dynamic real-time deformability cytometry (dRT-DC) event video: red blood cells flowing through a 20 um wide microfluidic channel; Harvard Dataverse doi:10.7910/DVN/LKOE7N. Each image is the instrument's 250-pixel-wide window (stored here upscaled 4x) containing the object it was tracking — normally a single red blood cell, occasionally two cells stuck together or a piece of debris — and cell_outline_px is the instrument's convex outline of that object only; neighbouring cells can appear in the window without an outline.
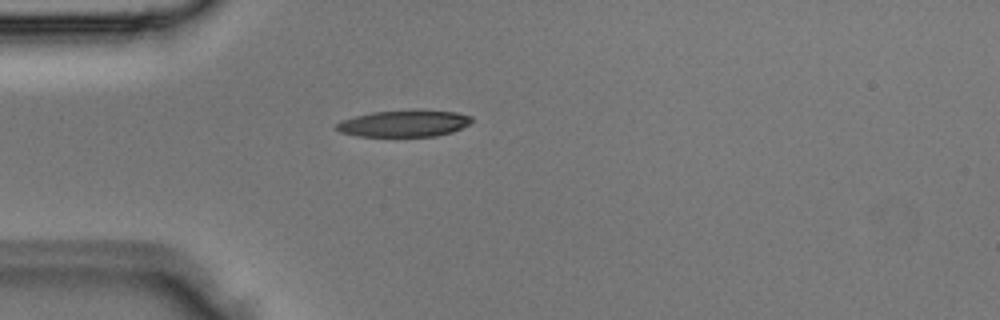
{"species": "Egyptian fruit bat (a non-hibernating species)", "species_latin": "Rousettus aegyptiacus", "temperature_condition": "room temperature", "stored_images_in_passage": 1, "camera_frame_rate_fps": 3000, "um_per_image_px": 0.085, "animal": {"sex": "male"}, "frame": {"image": 1, "passage_image": 1, "time_ms": 0.0, "image_size_px": [1000, 320], "cell_outline_px": [[472, 120], [468, 124], [452, 132], [436, 136], [356, 136], [340, 132], [336, 128], [336, 124], [344, 120], [356, 116], [372, 112], [456, 112], [472, 116]], "centroid_in_image_um": [34.32, 10.53], "position_along_channel_um": 50.7, "area_um2": 20.06}}